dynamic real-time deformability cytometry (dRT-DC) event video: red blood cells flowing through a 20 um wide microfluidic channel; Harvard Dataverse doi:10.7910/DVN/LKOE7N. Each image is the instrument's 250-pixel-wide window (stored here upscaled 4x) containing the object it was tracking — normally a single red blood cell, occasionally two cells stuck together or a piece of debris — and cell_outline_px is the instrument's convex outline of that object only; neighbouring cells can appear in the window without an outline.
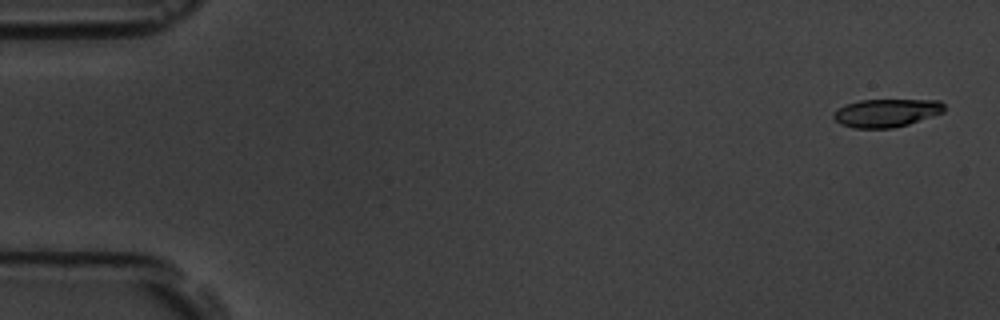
{"species": "common noctule bat (a hibernating species)", "species_latin": "Nyctalus noctula", "temperature_condition": "room temperature", "stored_images_in_passage": 6, "segment_of_instrument_passage": [2, 2], "camera_frame_rate_fps": 3000, "um_per_image_px": 0.085, "animal": {"sex": "male", "body_mass_g": 19.5, "forearm_length_mm": 54.6}, "frame": {"image": 1, "passage_image": 6, "time_ms": 6.333, "image_size_px": [1000, 320], "cell_outline_px": [[944, 112], [908, 124], [892, 128], [852, 128], [840, 124], [832, 116], [832, 112], [836, 108], [844, 104], [860, 100], [940, 100], [944, 104]], "centroid_in_image_um": [75.29, 9.59], "position_along_channel_um": 9.7, "area_um2": 18.26}}